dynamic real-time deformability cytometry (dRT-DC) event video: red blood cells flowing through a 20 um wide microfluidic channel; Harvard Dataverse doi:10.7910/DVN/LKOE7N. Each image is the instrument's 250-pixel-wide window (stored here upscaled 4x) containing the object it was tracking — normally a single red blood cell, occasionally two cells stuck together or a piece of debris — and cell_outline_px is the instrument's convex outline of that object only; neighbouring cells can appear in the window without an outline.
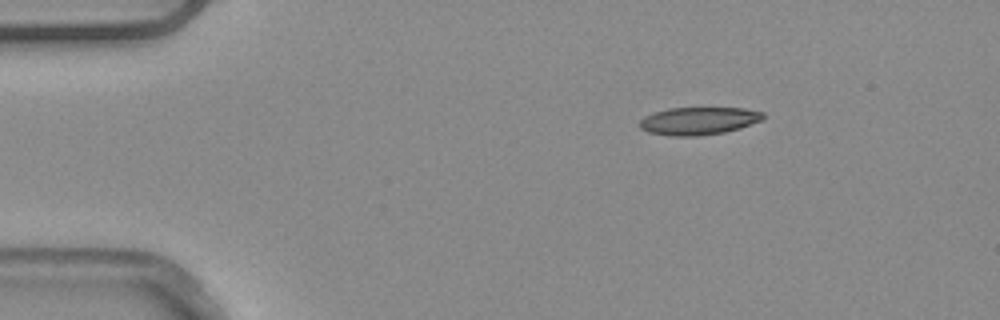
{"species": "common noctule bat (a hibernating species)", "species_latin": "Nyctalus noctula", "temperature_condition": "warm", "stored_images_in_passage": 3, "camera_frame_rate_fps": 3000, "um_per_image_px": 0.085, "animal": {"sex": "male", "body_mass_g": 20.4}, "frame": {"image": 1, "passage_image": 1, "time_ms": 0.0, "image_size_px": [1000, 320], "cell_outline_px": [[764, 120], [740, 128], [724, 132], [696, 136], [668, 136], [648, 132], [640, 128], [640, 120], [644, 116], [668, 108], [744, 108], [764, 112]], "centroid_in_image_um": [59.4, 10.28], "position_along_channel_um": 25.6, "area_um2": 20.0}}